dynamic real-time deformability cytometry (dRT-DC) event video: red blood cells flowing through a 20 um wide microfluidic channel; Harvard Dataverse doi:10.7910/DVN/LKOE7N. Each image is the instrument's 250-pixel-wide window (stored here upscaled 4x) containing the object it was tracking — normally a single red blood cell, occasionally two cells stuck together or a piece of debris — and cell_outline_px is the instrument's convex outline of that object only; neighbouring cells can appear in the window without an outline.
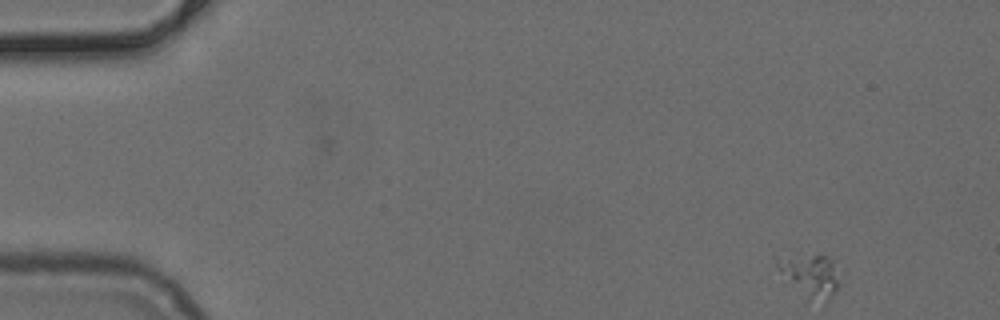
{"species": "common noctule bat (a hibernating species)", "species_latin": "Nyctalus noctula", "temperature_condition": "cold", "stored_images_in_passage": 49, "camera_frame_rate_fps": 3000, "um_per_image_px": 0.085, "animal": {"sex": "female", "body_mass_g": 24.6, "forearm_length_mm": 56.2}, "frame": {"image": 1, "passage_image": 1, "time_ms": 0.0, "image_size_px": [1000, 320], "cell_outline_px": [[840, 284], [836, 292], [824, 304], [804, 304], [776, 264], [788, 260], [812, 256], [828, 256], [832, 260]], "centroid_in_image_um": [68.99, 23.65], "position_along_channel_um": 16.0, "area_um2": 15.32}}
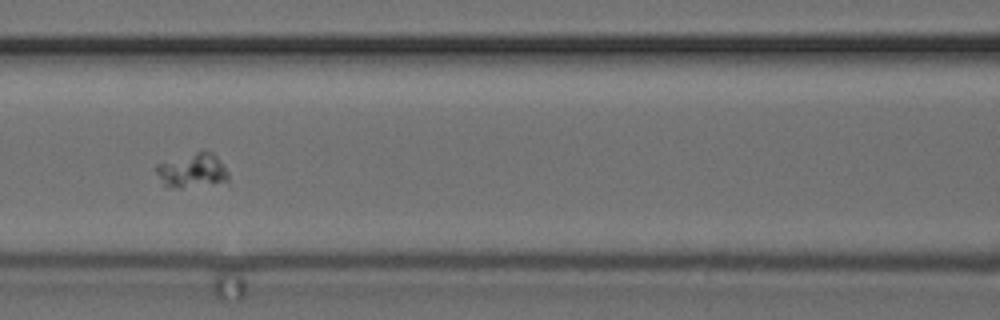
{"frame": {"image": 2, "passage_image": 20, "time_ms": 6.333, "image_size_px": [1000, 320], "cell_outline_px": [[228, 184], [180, 188], [164, 188], [152, 168], [156, 164], [196, 152], [212, 152], [216, 156], [228, 172]], "centroid_in_image_um": [16.31, 14.56], "position_along_channel_um": 150.3, "area_um2": 14.97}}
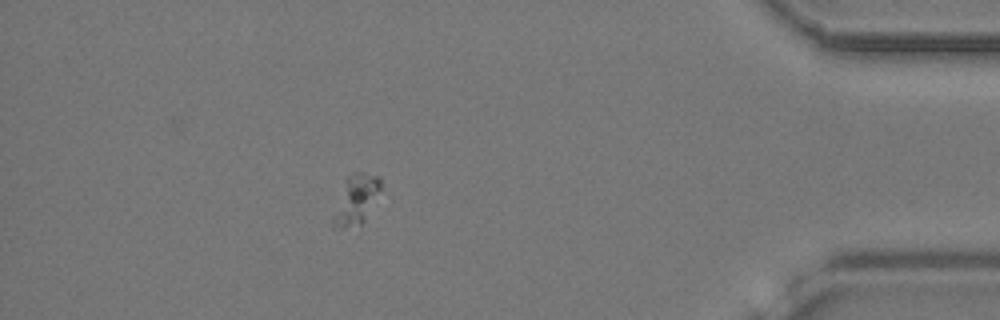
{"frame": {"image": 3, "passage_image": 43, "time_ms": 14.0, "image_size_px": [1000, 320], "cell_outline_px": [[380, 188], [364, 220], [360, 224], [344, 228], [332, 228], [332, 216], [348, 176], [356, 172], [360, 172], [380, 176]], "centroid_in_image_um": [30.23, 16.98], "position_along_channel_um": 405.0, "area_um2": 13.06}}